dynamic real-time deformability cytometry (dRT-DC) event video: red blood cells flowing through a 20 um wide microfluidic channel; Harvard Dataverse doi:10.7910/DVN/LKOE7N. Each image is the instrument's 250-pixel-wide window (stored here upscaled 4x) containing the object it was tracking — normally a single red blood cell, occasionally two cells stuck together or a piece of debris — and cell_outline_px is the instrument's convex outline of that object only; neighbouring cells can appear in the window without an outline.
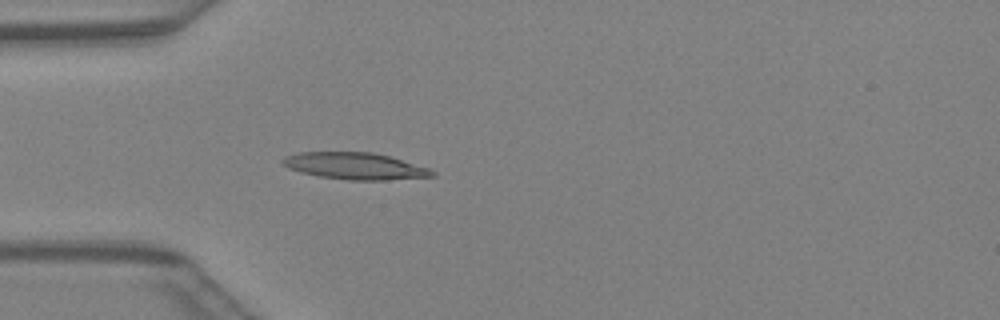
{"species": "Egyptian fruit bat (a non-hibernating species)", "species_latin": "Rousettus aegyptiacus", "temperature_condition": "warm", "stored_images_in_passage": 42, "camera_frame_rate_fps": 3000, "um_per_image_px": 0.085, "animal": {"sex": "female"}, "frame": {"image": 1, "passage_image": 12, "time_ms": 3.667, "image_size_px": [1000, 320], "cell_outline_px": [[436, 176], [384, 180], [348, 180], [320, 176], [300, 172], [288, 168], [280, 164], [280, 160], [284, 156], [300, 152], [372, 152], [388, 156], [428, 168], [436, 172]], "centroid_in_image_um": [30.12, 14.11], "position_along_channel_um": 54.9, "area_um2": 23.29}}
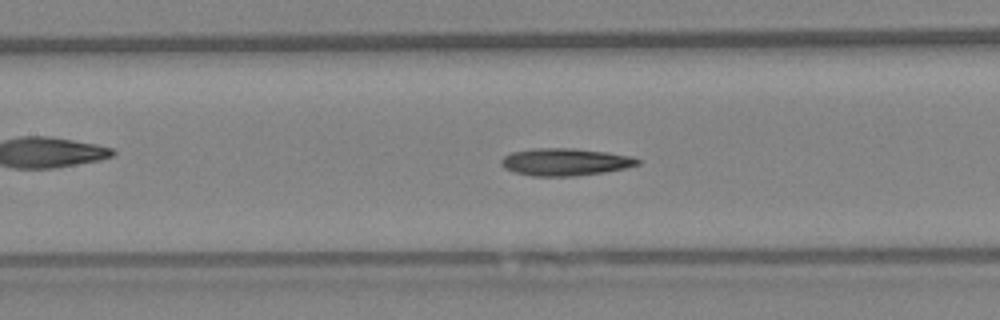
{"frame": {"image": 2, "passage_image": 19, "time_ms": 6.0, "image_size_px": [1000, 320], "cell_outline_px": [[640, 164], [624, 168], [604, 172], [576, 176], [532, 176], [512, 172], [504, 168], [500, 164], [500, 160], [504, 156], [512, 152], [532, 148], [576, 148], [608, 152], [632, 156], [640, 160]], "centroid_in_image_um": [48.01, 13.76], "position_along_channel_um": 159.4, "area_um2": 21.96}}
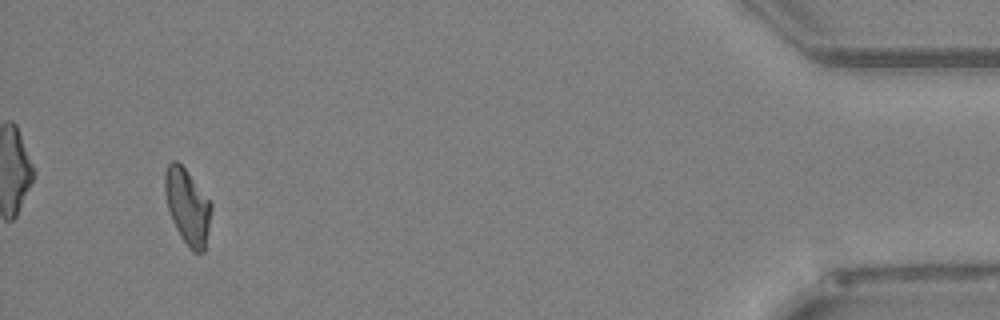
{"frame": {"image": 3, "passage_image": 40, "time_ms": 13.0, "image_size_px": [1000, 320], "cell_outline_px": [[212, 208], [204, 252], [192, 252], [180, 236], [172, 220], [168, 208], [164, 192], [164, 172], [168, 164], [172, 160], [176, 160], [184, 168], [212, 204]], "centroid_in_image_um": [15.91, 17.56], "position_along_channel_um": 419.3, "area_um2": 20.17}}